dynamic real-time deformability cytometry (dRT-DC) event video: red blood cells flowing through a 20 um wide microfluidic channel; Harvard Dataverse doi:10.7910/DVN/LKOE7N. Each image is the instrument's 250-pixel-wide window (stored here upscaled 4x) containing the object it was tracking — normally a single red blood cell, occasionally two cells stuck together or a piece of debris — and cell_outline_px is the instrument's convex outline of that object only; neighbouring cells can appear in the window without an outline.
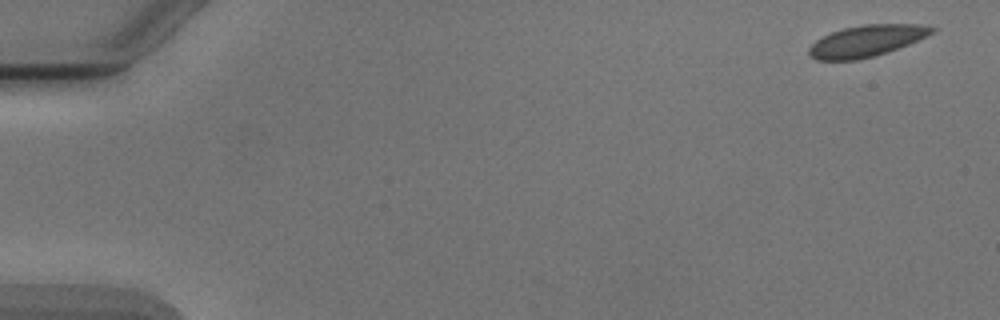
{"species": "Egyptian fruit bat (a non-hibernating species)", "species_latin": "Rousettus aegyptiacus", "temperature_condition": "cold", "stored_images_in_passage": 6, "camera_frame_rate_fps": 3000, "um_per_image_px": 0.085, "animal": {"sex": "male"}, "frame": {"image": 1, "passage_image": 1, "time_ms": 0.0, "image_size_px": [1000, 320], "cell_outline_px": [[936, 32], [928, 36], [888, 52], [856, 60], [816, 60], [808, 56], [808, 48], [816, 40], [832, 32], [844, 28], [864, 24], [920, 24], [936, 28]], "centroid_in_image_um": [73.66, 3.48], "position_along_channel_um": 11.3, "area_um2": 22.54}}